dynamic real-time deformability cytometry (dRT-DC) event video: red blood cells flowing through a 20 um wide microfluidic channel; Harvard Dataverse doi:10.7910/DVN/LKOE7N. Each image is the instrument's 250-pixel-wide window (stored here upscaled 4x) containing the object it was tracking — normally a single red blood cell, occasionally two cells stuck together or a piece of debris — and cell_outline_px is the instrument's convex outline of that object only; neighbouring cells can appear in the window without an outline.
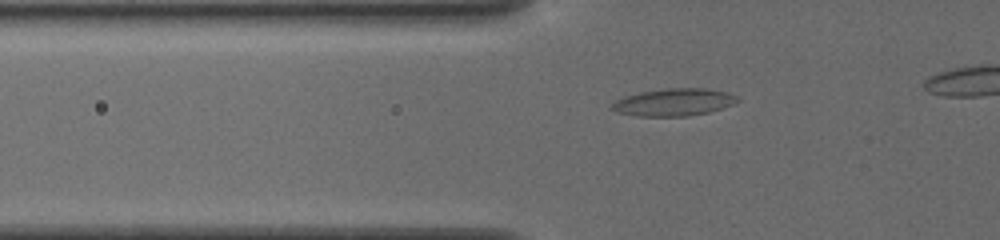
{"species": "common noctule bat (a hibernating species)", "species_latin": "Nyctalus noctula", "temperature_condition": "cold", "stored_images_in_passage": 45, "camera_frame_rate_fps": 3000, "um_per_image_px": 0.085, "animal": {"sex": "female", "body_mass_g": 19.5, "forearm_length_mm": 54.1}, "frame": {"image": 1, "passage_image": 16, "time_ms": 5.0, "image_size_px": [1000, 240], "cell_outline_px": [[740, 100], [732, 104], [708, 112], [684, 116], [636, 116], [616, 112], [608, 108], [616, 100], [624, 96], [640, 92], [668, 88], [708, 88], [728, 92], [740, 96]], "centroid_in_image_um": [57.26, 8.68], "position_along_channel_um": 68.5, "area_um2": 20.11}}
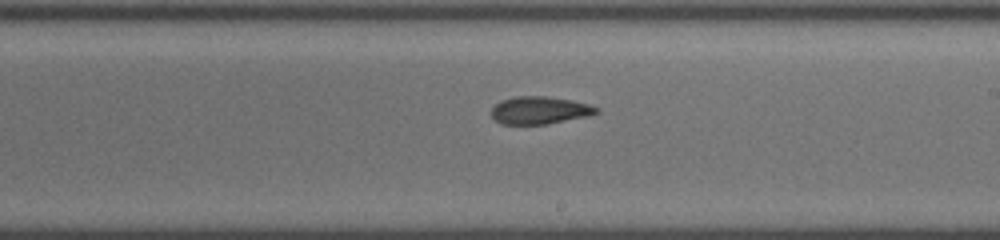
{"frame": {"image": 2, "passage_image": 30, "time_ms": 9.667, "image_size_px": [1000, 240], "cell_outline_px": [[600, 112], [584, 116], [544, 124], [500, 124], [492, 116], [492, 108], [500, 100], [512, 96], [548, 96], [572, 100], [588, 104], [600, 108]], "centroid_in_image_um": [45.84, 9.35], "position_along_channel_um": 243.2, "area_um2": 16.76}}
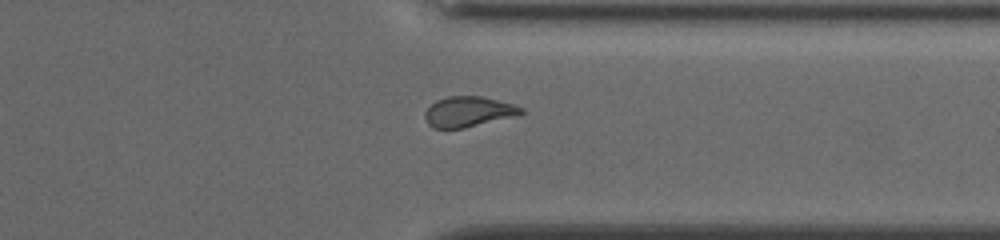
{"frame": {"image": 3, "passage_image": 40, "time_ms": 13.0, "image_size_px": [1000, 240], "cell_outline_px": [[524, 112], [512, 116], [464, 128], [432, 128], [428, 124], [424, 116], [424, 112], [436, 100], [448, 96], [480, 96], [512, 104], [524, 108]], "centroid_in_image_um": [39.76, 9.49], "position_along_channel_um": 371.6, "area_um2": 16.7}}